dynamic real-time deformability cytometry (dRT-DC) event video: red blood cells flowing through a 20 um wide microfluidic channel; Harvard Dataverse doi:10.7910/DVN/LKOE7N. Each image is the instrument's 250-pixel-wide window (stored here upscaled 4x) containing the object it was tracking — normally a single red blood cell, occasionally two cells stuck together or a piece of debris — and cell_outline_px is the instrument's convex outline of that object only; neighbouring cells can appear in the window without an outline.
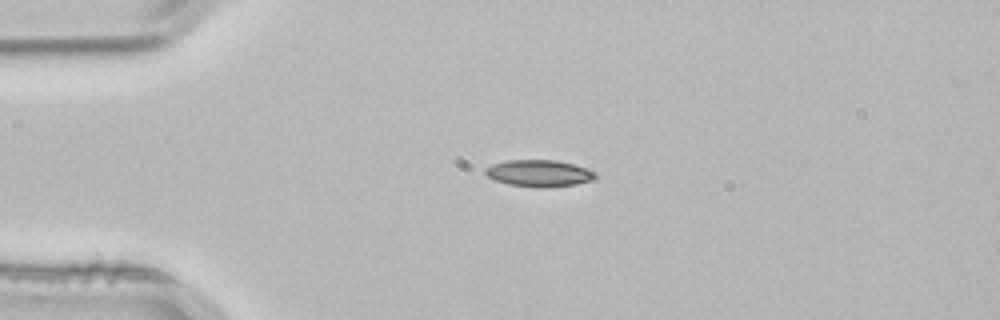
{"species": "common noctule bat (a hibernating species)", "species_latin": "Nyctalus noctula", "temperature_condition": "room temperature", "stored_images_in_passage": 29, "camera_frame_rate_fps": 3000, "um_per_image_px": 0.085, "animal": {"sex": "male", "body_mass_g": 21.5, "forearm_length_mm": 52.0}, "frame": {"image": 1, "passage_image": 1, "time_ms": 0.0, "image_size_px": [1000, 320], "cell_outline_px": [[596, 176], [592, 180], [576, 184], [540, 188], [508, 184], [496, 180], [488, 176], [484, 172], [484, 168], [492, 164], [504, 160], [556, 160], [572, 164], [596, 172]], "centroid_in_image_um": [45.78, 14.72], "position_along_channel_um": 39.2, "area_um2": 17.05}}